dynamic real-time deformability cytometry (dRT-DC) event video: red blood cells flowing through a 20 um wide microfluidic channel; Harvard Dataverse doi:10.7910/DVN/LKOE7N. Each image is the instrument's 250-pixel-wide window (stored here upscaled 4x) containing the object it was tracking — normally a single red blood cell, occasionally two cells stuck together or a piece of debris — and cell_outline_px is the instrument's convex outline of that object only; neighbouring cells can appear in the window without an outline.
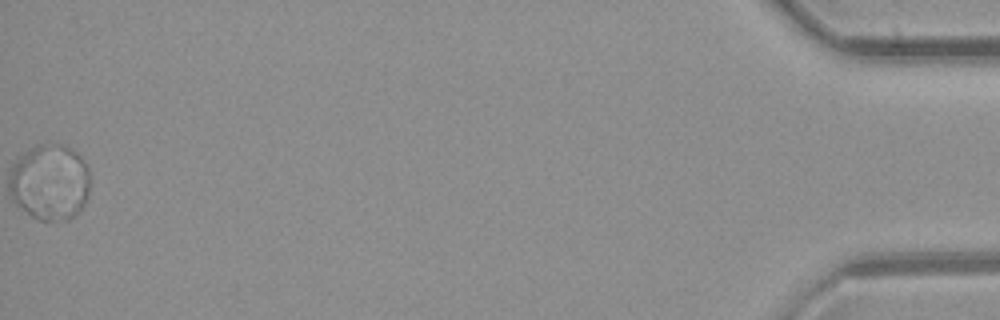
{"species": "common noctule bat (a hibernating species)", "species_latin": "Nyctalus noctula", "temperature_condition": "room temperature", "stored_images_in_passage": 45, "segment_of_instrument_passage": [2, 2], "camera_frame_rate_fps": 3000, "um_per_image_px": 0.085, "animal": {"sex": "female", "body_mass_g": 21.9}, "frame": {"image": 1, "passage_image": 45, "time_ms": 14.667, "image_size_px": [1000, 320], "cell_outline_px": [[88, 196], [84, 204], [68, 220], [64, 220], [56, 148], [56, 144], [64, 144], [76, 152], [80, 156], [88, 168]], "centroid_in_image_um": [6.11, 15.31], "position_along_channel_um": 429.1, "area_um2": 12.31}}